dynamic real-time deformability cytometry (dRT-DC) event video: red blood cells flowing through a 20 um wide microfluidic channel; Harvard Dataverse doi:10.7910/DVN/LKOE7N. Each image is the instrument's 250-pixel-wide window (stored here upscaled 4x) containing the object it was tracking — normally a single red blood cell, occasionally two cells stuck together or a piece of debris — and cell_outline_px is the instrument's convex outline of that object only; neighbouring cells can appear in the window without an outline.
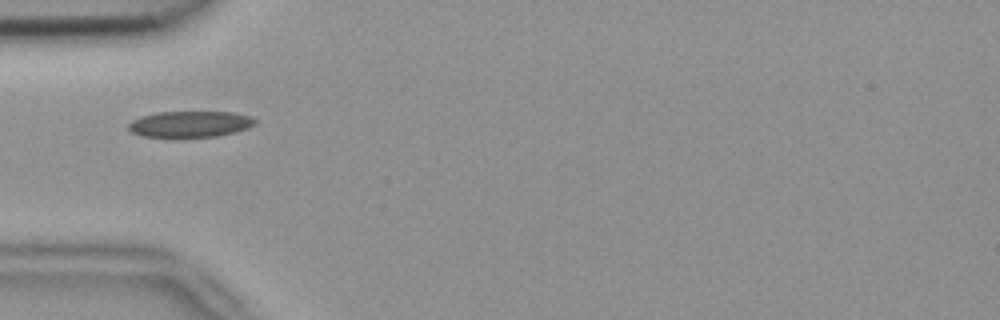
{"species": "common noctule bat (a hibernating species)", "species_latin": "Nyctalus noctula", "temperature_condition": "room temperature", "stored_images_in_passage": 5, "camera_frame_rate_fps": 3000, "um_per_image_px": 0.085, "animal": {"sex": "female", "body_mass_g": 18.4}, "frame": {"image": 1, "passage_image": 2, "time_ms": 0.333, "image_size_px": [1000, 320], "cell_outline_px": [[256, 124], [248, 128], [236, 132], [216, 136], [176, 140], [144, 136], [132, 132], [128, 128], [128, 124], [132, 120], [140, 116], [156, 112], [232, 112], [252, 116], [256, 120]], "centroid_in_image_um": [16.14, 10.59], "position_along_channel_um": 68.9, "area_um2": 20.17}}
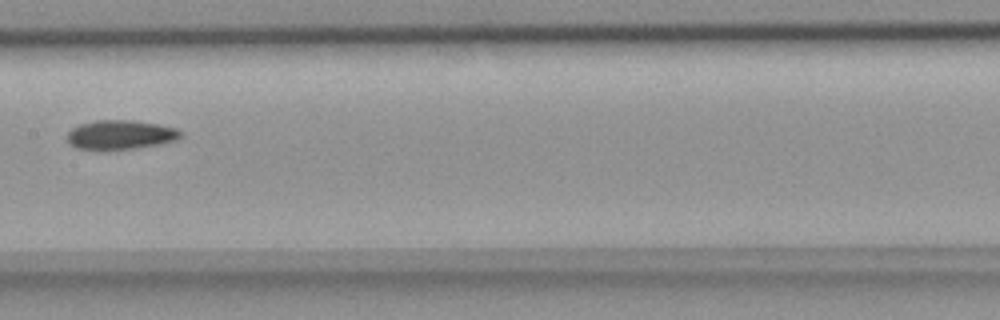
{"frame": {"image": 2, "passage_image": 5, "time_ms": 1.333, "image_size_px": [1000, 320], "cell_outline_px": [[184, 136], [176, 140], [160, 144], [132, 148], [76, 148], [68, 144], [68, 132], [72, 128], [80, 124], [96, 120], [136, 120], [160, 124], [176, 128]], "centroid_in_image_um": [10.27, 11.42], "position_along_channel_um": 197.1, "area_um2": 19.07}}